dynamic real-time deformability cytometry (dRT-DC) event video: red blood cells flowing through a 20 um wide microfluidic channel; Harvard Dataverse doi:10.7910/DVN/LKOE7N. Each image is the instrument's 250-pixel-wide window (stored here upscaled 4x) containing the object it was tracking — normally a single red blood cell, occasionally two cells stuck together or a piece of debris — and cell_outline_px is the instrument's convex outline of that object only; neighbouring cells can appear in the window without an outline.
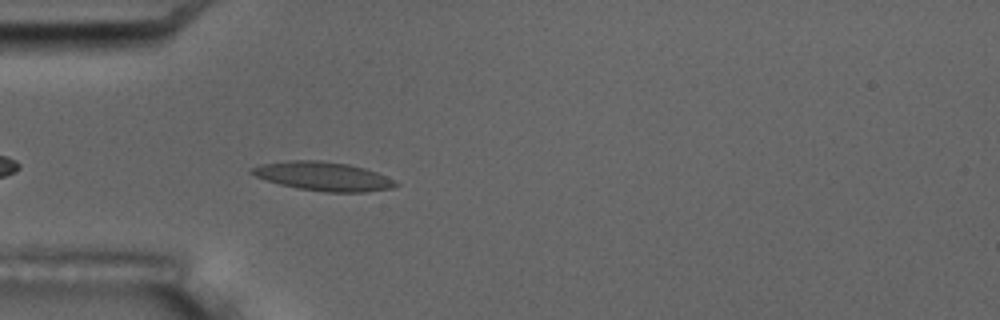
{"species": "common noctule bat (a hibernating species)", "species_latin": "Nyctalus noctula", "temperature_condition": "room temperature", "stored_images_in_passage": 6, "camera_frame_rate_fps": 3000, "um_per_image_px": 0.085, "animal": {"sex": "male", "body_mass_g": 17.5, "forearm_length_mm": 52.3}, "frame": {"image": 1, "passage_image": 6, "time_ms": 5.667, "image_size_px": [1000, 320], "cell_outline_px": [[400, 184], [392, 188], [364, 192], [324, 192], [300, 188], [280, 184], [256, 176], [248, 172], [248, 168], [260, 164], [288, 160], [320, 160], [348, 164], [364, 168], [376, 172]], "centroid_in_image_um": [27.43, 14.97], "position_along_channel_um": 57.6, "area_um2": 24.04}}